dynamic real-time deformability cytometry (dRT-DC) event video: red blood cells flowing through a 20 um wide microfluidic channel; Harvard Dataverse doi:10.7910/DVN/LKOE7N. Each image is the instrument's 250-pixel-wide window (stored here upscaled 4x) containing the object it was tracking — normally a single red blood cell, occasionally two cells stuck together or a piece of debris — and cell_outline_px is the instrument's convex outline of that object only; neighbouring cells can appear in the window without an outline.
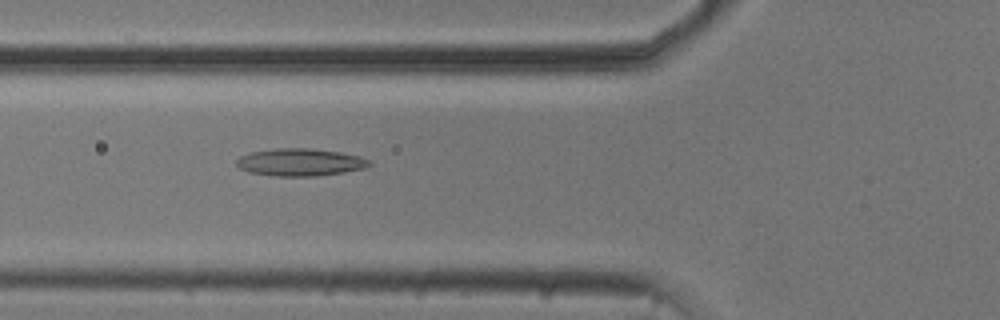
{"species": "common noctule bat (a hibernating species)", "species_latin": "Nyctalus noctula", "temperature_condition": "cold", "stored_images_in_passage": 53, "camera_frame_rate_fps": 3000, "um_per_image_px": 0.085, "animal": {"sex": "male", "body_mass_g": 20.5, "forearm_length_mm": 52.5}, "frame": {"image": 1, "passage_image": 18, "time_ms": 5.667, "image_size_px": [1000, 320], "cell_outline_px": [[372, 164], [368, 168], [344, 172], [316, 176], [272, 176], [248, 172], [240, 168], [236, 164], [236, 160], [240, 156], [252, 152], [276, 148], [312, 148], [340, 152], [360, 156], [368, 160]], "centroid_in_image_um": [25.53, 13.79], "position_along_channel_um": 100.3, "area_um2": 21.39}}
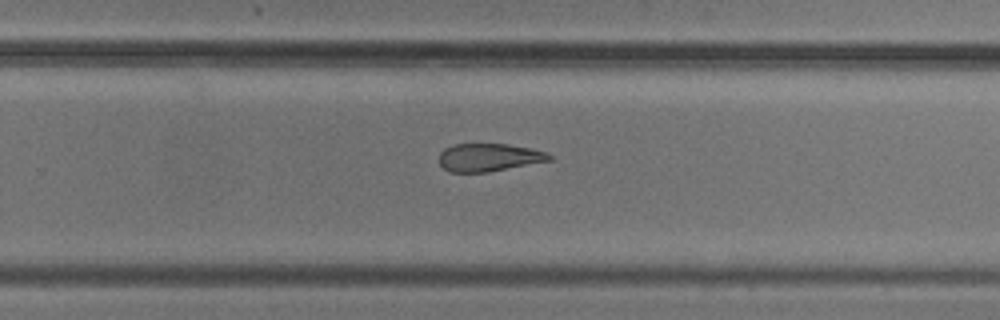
{"frame": {"image": 2, "passage_image": 33, "time_ms": 10.667, "image_size_px": [1000, 320], "cell_outline_px": [[552, 160], [488, 172], [448, 172], [440, 164], [440, 152], [444, 148], [452, 144], [508, 144], [532, 148], [548, 152], [552, 156]], "centroid_in_image_um": [41.57, 13.37], "position_along_channel_um": 288.2, "area_um2": 18.03}}
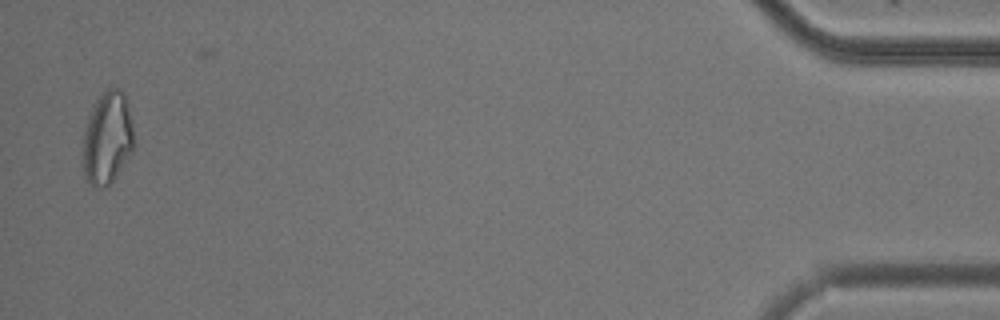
{"frame": {"image": 3, "passage_image": 51, "time_ms": 16.667, "image_size_px": [1000, 320], "cell_outline_px": [[132, 152], [116, 176], [104, 188], [100, 188], [92, 184], [84, 176], [80, 160], [84, 128], [92, 104], [108, 88], [120, 88], [124, 92], [128, 108], [132, 128]], "centroid_in_image_um": [9.06, 11.74], "position_along_channel_um": 426.1, "area_um2": 27.69}, "authors_computed_cell_mechanics": {"area_um2": 21.5016, "velocity_mm_per_s": 3.752, "shape_relaxation_time_tau1_ms": null, "shape_relaxation_time_tau2_ms": 10.495, "deformation_change_tau1": null, "deformation_change_tau2": 0.2316}}